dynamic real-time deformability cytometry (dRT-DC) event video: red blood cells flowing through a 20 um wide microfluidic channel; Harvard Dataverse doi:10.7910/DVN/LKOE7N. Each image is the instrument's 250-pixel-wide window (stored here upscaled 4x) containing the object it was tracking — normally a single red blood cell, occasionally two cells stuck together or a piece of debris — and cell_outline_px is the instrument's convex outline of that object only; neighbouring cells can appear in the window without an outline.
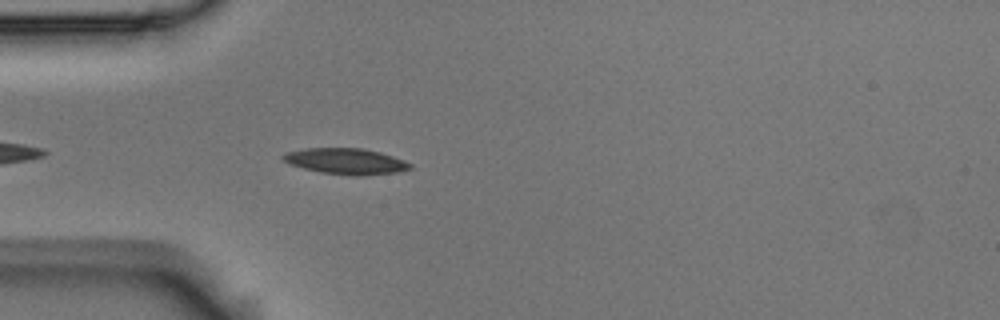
{"species": "Egyptian fruit bat (a non-hibernating species)", "species_latin": "Rousettus aegyptiacus", "temperature_condition": "room temperature", "stored_images_in_passage": 4, "camera_frame_rate_fps": 3000, "um_per_image_px": 0.085, "animal": {"sex": "male"}, "frame": {"image": 1, "passage_image": 4, "time_ms": 1.0, "image_size_px": [1000, 320], "cell_outline_px": [[412, 168], [400, 172], [356, 176], [352, 176], [320, 172], [288, 164], [280, 156], [284, 152], [304, 148], [364, 148], [380, 152], [404, 160], [412, 164]], "centroid_in_image_um": [29.39, 13.7], "position_along_channel_um": 55.6, "area_um2": 19.42}}